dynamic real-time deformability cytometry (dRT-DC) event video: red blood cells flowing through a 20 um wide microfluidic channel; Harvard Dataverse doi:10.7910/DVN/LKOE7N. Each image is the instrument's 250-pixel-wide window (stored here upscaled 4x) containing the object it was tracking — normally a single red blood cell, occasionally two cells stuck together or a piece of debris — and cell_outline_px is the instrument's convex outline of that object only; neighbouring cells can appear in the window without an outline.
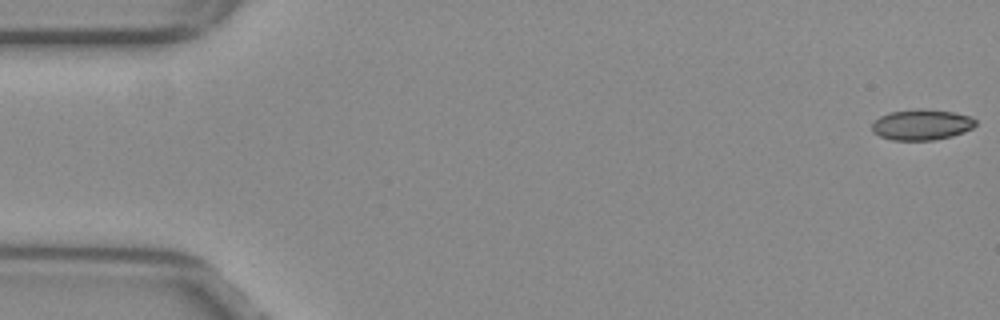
{"species": "common noctule bat (a hibernating species)", "species_latin": "Nyctalus noctula", "temperature_condition": "warm", "stored_images_in_passage": 34, "camera_frame_rate_fps": 3000, "um_per_image_px": 0.085, "animal": {"sex": "female", "body_mass_g": 29.2, "forearm_length_mm": 56.3}, "frame": {"image": 1, "passage_image": 1, "time_ms": 0.0, "image_size_px": [1000, 320], "cell_outline_px": [[976, 124], [972, 128], [964, 132], [952, 136], [932, 140], [892, 140], [880, 136], [872, 132], [872, 124], [880, 116], [888, 112], [916, 108], [920, 108], [956, 112], [972, 116], [976, 120]], "centroid_in_image_um": [78.35, 10.58], "position_along_channel_um": 6.6, "area_um2": 18.79}}
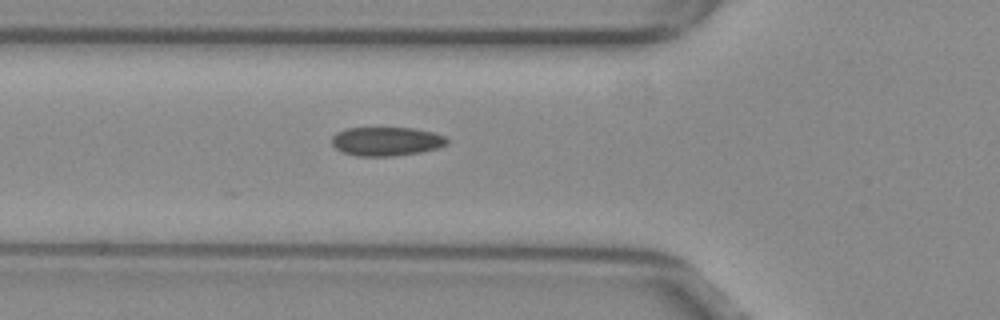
{"frame": {"image": 2, "passage_image": 19, "time_ms": 6.0, "image_size_px": [1000, 320], "cell_outline_px": [[448, 144], [440, 148], [420, 152], [392, 156], [356, 156], [344, 152], [336, 148], [332, 144], [332, 136], [336, 132], [344, 128], [412, 128], [432, 132], [444, 136], [448, 140]], "centroid_in_image_um": [32.84, 12.01], "position_along_channel_um": 93.0, "area_um2": 19.42}}
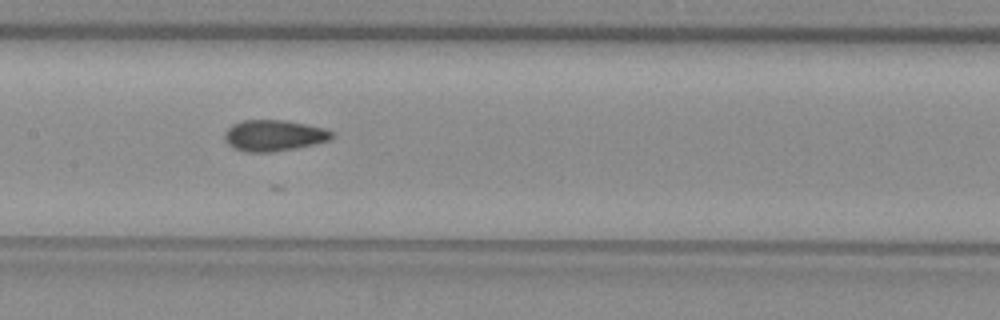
{"frame": {"image": 3, "passage_image": 26, "time_ms": 8.333, "image_size_px": [1000, 320], "cell_outline_px": [[332, 140], [316, 144], [296, 148], [268, 152], [248, 152], [232, 148], [224, 140], [224, 132], [232, 124], [240, 120], [284, 120], [324, 128], [332, 132]], "centroid_in_image_um": [23.25, 11.52], "position_along_channel_um": 184.2, "area_um2": 19.54}}